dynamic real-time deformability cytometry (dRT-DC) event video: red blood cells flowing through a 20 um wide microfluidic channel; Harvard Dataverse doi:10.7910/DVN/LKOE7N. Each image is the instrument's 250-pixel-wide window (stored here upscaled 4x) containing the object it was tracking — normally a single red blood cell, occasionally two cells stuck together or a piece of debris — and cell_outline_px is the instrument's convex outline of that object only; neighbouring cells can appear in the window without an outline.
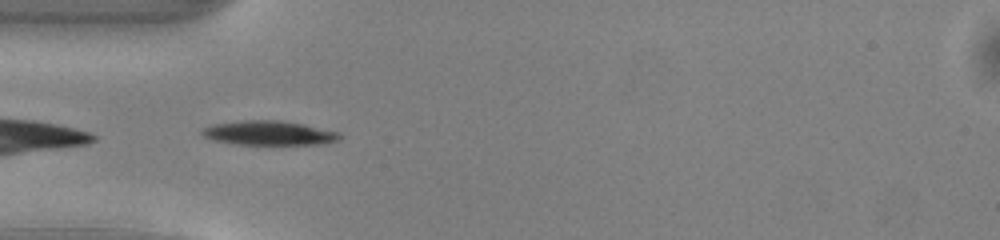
{"species": "common noctule bat (a hibernating species)", "species_latin": "Nyctalus noctula", "temperature_condition": "warm", "stored_images_in_passage": 8, "camera_frame_rate_fps": 3000, "um_per_image_px": 0.085, "animal": {"sex": "male", "body_mass_g": 13.0, "forearm_length_mm": 53.1}, "frame": {"image": 1, "passage_image": 2, "time_ms": 0.333, "image_size_px": [1000, 240], "cell_outline_px": [[344, 136], [340, 140], [324, 144], [236, 144], [216, 140], [204, 136], [200, 132], [204, 128], [212, 124], [240, 120], [280, 120], [304, 124], [340, 132]], "centroid_in_image_um": [22.93, 11.3], "position_along_channel_um": 62.1, "area_um2": 19.59}}
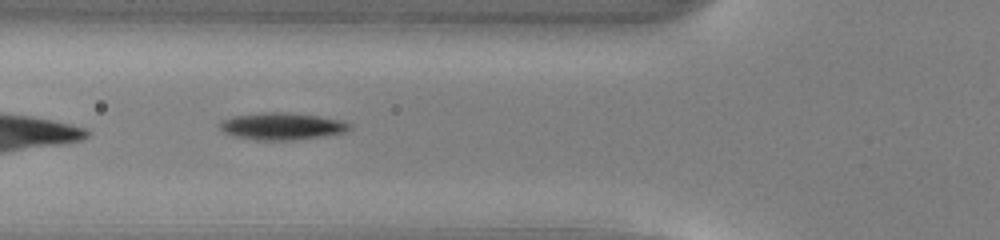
{"frame": {"image": 2, "passage_image": 5, "time_ms": 1.333, "image_size_px": [1000, 240], "cell_outline_px": [[352, 128], [348, 132], [292, 140], [256, 140], [236, 136], [224, 132], [220, 128], [220, 120], [232, 116], [260, 112], [288, 112], [320, 116], [344, 120], [352, 124]], "centroid_in_image_um": [24.0, 10.71], "position_along_channel_um": 101.8, "area_um2": 20.69}}